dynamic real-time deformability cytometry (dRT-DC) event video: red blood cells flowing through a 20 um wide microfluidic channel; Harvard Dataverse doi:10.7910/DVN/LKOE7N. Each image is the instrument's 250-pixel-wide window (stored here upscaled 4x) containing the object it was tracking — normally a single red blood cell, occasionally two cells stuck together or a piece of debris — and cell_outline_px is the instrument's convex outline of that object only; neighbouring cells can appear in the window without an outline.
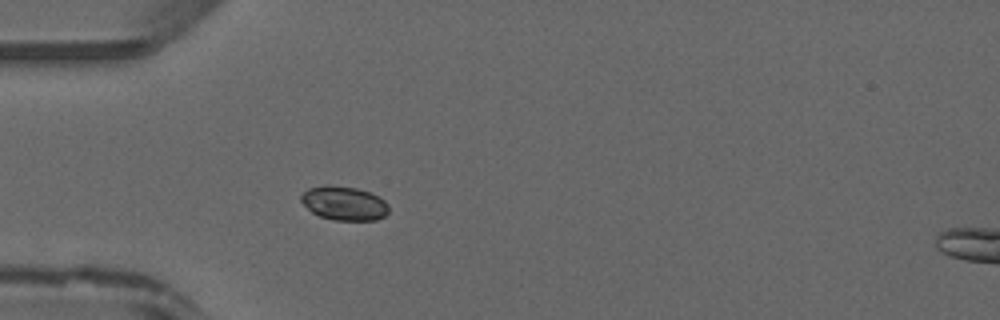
{"species": "common noctule bat (a hibernating species)", "species_latin": "Nyctalus noctula", "temperature_condition": "warm", "stored_images_in_passage": 34, "camera_frame_rate_fps": 3000, "um_per_image_px": 0.085, "animal": {"sex": "male", "forearm_length_mm": 52.5}, "frame": {"image": 1, "passage_image": 1, "time_ms": 0.0, "image_size_px": [1000, 320], "cell_outline_px": [[388, 212], [384, 216], [376, 220], [336, 220], [320, 216], [312, 212], [300, 200], [300, 196], [308, 188], [356, 188], [372, 192], [384, 200], [388, 204]], "centroid_in_image_um": [29.3, 17.32], "position_along_channel_um": 55.7, "area_um2": 16.7}}
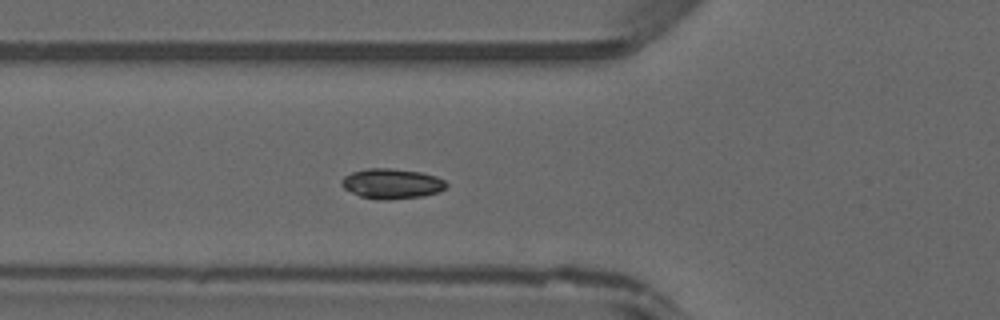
{"frame": {"image": 2, "passage_image": 4, "time_ms": 1.0, "image_size_px": [1000, 320], "cell_outline_px": [[448, 184], [440, 192], [424, 196], [388, 200], [380, 200], [360, 196], [344, 188], [340, 184], [340, 180], [344, 176], [352, 172], [368, 168], [388, 168], [424, 172], [436, 176], [444, 180]], "centroid_in_image_um": [33.31, 15.61], "position_along_channel_um": 92.5, "area_um2": 18.55}}
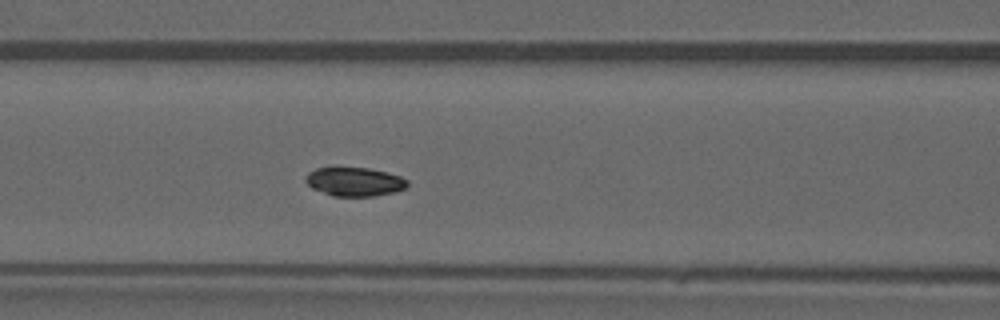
{"frame": {"image": 3, "passage_image": 7, "time_ms": 2.0, "image_size_px": [1000, 320], "cell_outline_px": [[408, 188], [396, 192], [372, 196], [332, 196], [312, 188], [304, 180], [304, 176], [308, 172], [316, 168], [368, 168], [388, 172], [400, 176], [408, 180]], "centroid_in_image_um": [30.15, 15.45], "position_along_channel_um": 136.4, "area_um2": 17.22}}